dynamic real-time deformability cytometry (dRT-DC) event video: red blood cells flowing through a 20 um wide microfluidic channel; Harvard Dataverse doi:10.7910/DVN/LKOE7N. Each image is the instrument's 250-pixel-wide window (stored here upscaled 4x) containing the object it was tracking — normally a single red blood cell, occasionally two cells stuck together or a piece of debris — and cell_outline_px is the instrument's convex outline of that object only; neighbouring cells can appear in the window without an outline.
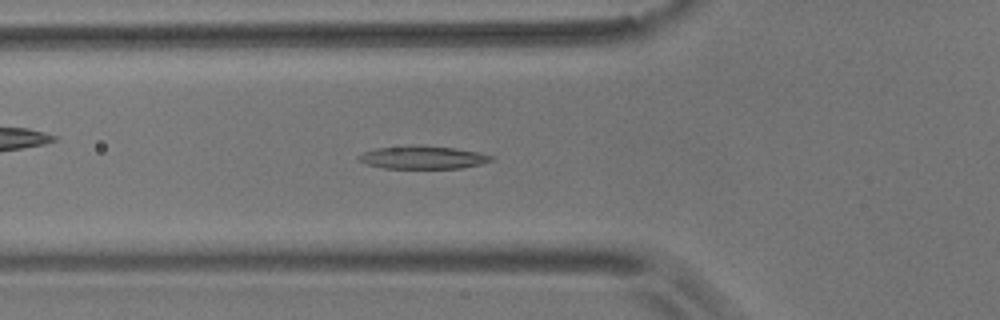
{"species": "common noctule bat (a hibernating species)", "species_latin": "Nyctalus noctula", "temperature_condition": "room temperature", "stored_images_in_passage": 54, "camera_frame_rate_fps": 3000, "um_per_image_px": 0.085, "animal": {"sex": "male", "body_mass_g": 17.9}, "frame": {"image": 1, "passage_image": 18, "time_ms": 5.667, "image_size_px": [1000, 320], "cell_outline_px": [[496, 156], [492, 160], [480, 164], [460, 168], [384, 168], [364, 164], [356, 156], [364, 152], [376, 148], [412, 144], [456, 148], [480, 152]], "centroid_in_image_um": [35.94, 13.36], "position_along_channel_um": 89.9, "area_um2": 17.98}}
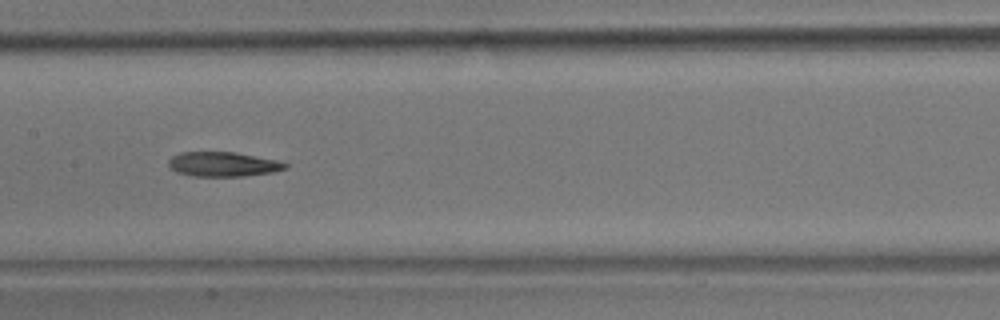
{"frame": {"image": 2, "passage_image": 26, "time_ms": 8.333, "image_size_px": [1000, 320], "cell_outline_px": [[288, 168], [272, 172], [244, 176], [192, 176], [176, 172], [168, 168], [168, 160], [172, 156], [180, 152], [236, 152], [276, 160], [288, 164]], "centroid_in_image_um": [18.92, 13.96], "position_along_channel_um": 188.5, "area_um2": 16.82}}
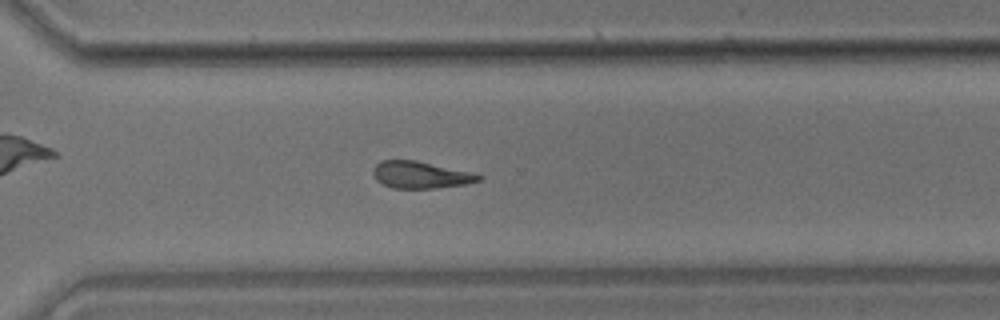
{"frame": {"image": 3, "passage_image": 38, "time_ms": 12.333, "image_size_px": [1000, 320], "cell_outline_px": [[484, 176], [480, 180], [468, 184], [436, 188], [392, 188], [376, 180], [372, 172], [372, 168], [380, 160], [416, 160], [468, 172]], "centroid_in_image_um": [35.71, 14.86], "position_along_channel_um": 334.9, "area_um2": 16.47}, "authors_computed_cell_mechanics": {"area_um2": 17.5423, "velocity_mm_per_s": 3.6654, "shape_relaxation_time_tau1_ms": 11.0881, "shape_relaxation_time_tau2_ms": null, "deformation_change_tau1": 0.243, "deformation_change_tau2": null}}